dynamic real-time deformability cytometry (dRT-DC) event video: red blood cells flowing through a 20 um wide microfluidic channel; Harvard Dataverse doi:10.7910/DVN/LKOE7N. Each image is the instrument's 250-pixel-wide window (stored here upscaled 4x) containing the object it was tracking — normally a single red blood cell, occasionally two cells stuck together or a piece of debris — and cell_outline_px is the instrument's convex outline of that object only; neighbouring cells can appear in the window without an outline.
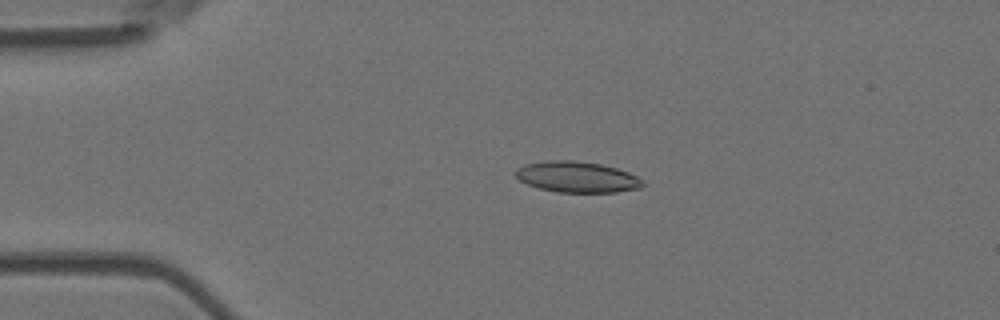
{"species": "Egyptian fruit bat (a non-hibernating species)", "species_latin": "Rousettus aegyptiacus", "temperature_condition": "room temperature", "stored_images_in_passage": 5, "camera_frame_rate_fps": 3000, "um_per_image_px": 0.085, "animal": {"sex": "female"}, "frame": {"image": 1, "passage_image": 4, "time_ms": 1.0, "image_size_px": [1000, 320], "cell_outline_px": [[644, 184], [640, 188], [616, 192], [556, 192], [540, 188], [528, 184], [520, 180], [512, 172], [516, 168], [524, 164], [548, 160], [572, 160], [600, 164], [616, 168], [628, 172], [644, 180]], "centroid_in_image_um": [49.02, 15.04], "position_along_channel_um": 36.0, "area_um2": 22.95}}